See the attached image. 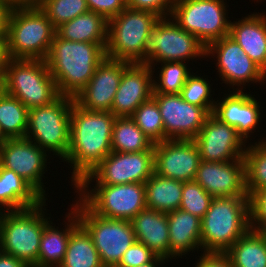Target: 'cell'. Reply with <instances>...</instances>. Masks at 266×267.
<instances>
[{
  "instance_id": "obj_1",
  "label": "cell",
  "mask_w": 266,
  "mask_h": 267,
  "mask_svg": "<svg viewBox=\"0 0 266 267\" xmlns=\"http://www.w3.org/2000/svg\"><path fill=\"white\" fill-rule=\"evenodd\" d=\"M115 118L112 112L90 111L73 103L70 144L64 160L73 167L71 185L75 186L112 152L111 140Z\"/></svg>"
},
{
  "instance_id": "obj_2",
  "label": "cell",
  "mask_w": 266,
  "mask_h": 267,
  "mask_svg": "<svg viewBox=\"0 0 266 267\" xmlns=\"http://www.w3.org/2000/svg\"><path fill=\"white\" fill-rule=\"evenodd\" d=\"M106 45L73 42L55 34L45 61L59 95L75 98L106 58Z\"/></svg>"
},
{
  "instance_id": "obj_3",
  "label": "cell",
  "mask_w": 266,
  "mask_h": 267,
  "mask_svg": "<svg viewBox=\"0 0 266 267\" xmlns=\"http://www.w3.org/2000/svg\"><path fill=\"white\" fill-rule=\"evenodd\" d=\"M248 196L213 198L201 218L204 253H225L250 229Z\"/></svg>"
},
{
  "instance_id": "obj_4",
  "label": "cell",
  "mask_w": 266,
  "mask_h": 267,
  "mask_svg": "<svg viewBox=\"0 0 266 267\" xmlns=\"http://www.w3.org/2000/svg\"><path fill=\"white\" fill-rule=\"evenodd\" d=\"M45 201L35 207L0 212V251L20 259L28 267H38L42 233L51 221L43 211Z\"/></svg>"
},
{
  "instance_id": "obj_5",
  "label": "cell",
  "mask_w": 266,
  "mask_h": 267,
  "mask_svg": "<svg viewBox=\"0 0 266 267\" xmlns=\"http://www.w3.org/2000/svg\"><path fill=\"white\" fill-rule=\"evenodd\" d=\"M0 88L28 109L49 105L60 96L43 59L9 58L0 77Z\"/></svg>"
},
{
  "instance_id": "obj_6",
  "label": "cell",
  "mask_w": 266,
  "mask_h": 267,
  "mask_svg": "<svg viewBox=\"0 0 266 267\" xmlns=\"http://www.w3.org/2000/svg\"><path fill=\"white\" fill-rule=\"evenodd\" d=\"M159 19L152 12L129 7L109 19L106 58L131 64L145 63L151 30Z\"/></svg>"
},
{
  "instance_id": "obj_7",
  "label": "cell",
  "mask_w": 266,
  "mask_h": 267,
  "mask_svg": "<svg viewBox=\"0 0 266 267\" xmlns=\"http://www.w3.org/2000/svg\"><path fill=\"white\" fill-rule=\"evenodd\" d=\"M55 34L56 29L39 6L13 8L6 36L8 57L45 60Z\"/></svg>"
},
{
  "instance_id": "obj_8",
  "label": "cell",
  "mask_w": 266,
  "mask_h": 267,
  "mask_svg": "<svg viewBox=\"0 0 266 267\" xmlns=\"http://www.w3.org/2000/svg\"><path fill=\"white\" fill-rule=\"evenodd\" d=\"M74 102V98L60 95L49 105L29 109L25 137L46 153L52 151L64 161L70 144L71 107Z\"/></svg>"
},
{
  "instance_id": "obj_9",
  "label": "cell",
  "mask_w": 266,
  "mask_h": 267,
  "mask_svg": "<svg viewBox=\"0 0 266 267\" xmlns=\"http://www.w3.org/2000/svg\"><path fill=\"white\" fill-rule=\"evenodd\" d=\"M72 209L91 236L104 267H116L123 254L136 242L131 221L108 219L94 214L80 199Z\"/></svg>"
},
{
  "instance_id": "obj_10",
  "label": "cell",
  "mask_w": 266,
  "mask_h": 267,
  "mask_svg": "<svg viewBox=\"0 0 266 267\" xmlns=\"http://www.w3.org/2000/svg\"><path fill=\"white\" fill-rule=\"evenodd\" d=\"M227 6L224 0H177L170 17L207 47L230 34Z\"/></svg>"
},
{
  "instance_id": "obj_11",
  "label": "cell",
  "mask_w": 266,
  "mask_h": 267,
  "mask_svg": "<svg viewBox=\"0 0 266 267\" xmlns=\"http://www.w3.org/2000/svg\"><path fill=\"white\" fill-rule=\"evenodd\" d=\"M205 53L206 47L195 35L183 30L170 16L163 17L151 30L144 64L151 66L155 73L158 62H186L204 58Z\"/></svg>"
},
{
  "instance_id": "obj_12",
  "label": "cell",
  "mask_w": 266,
  "mask_h": 267,
  "mask_svg": "<svg viewBox=\"0 0 266 267\" xmlns=\"http://www.w3.org/2000/svg\"><path fill=\"white\" fill-rule=\"evenodd\" d=\"M92 190H75L94 213L108 219L131 221L146 208L145 184H95Z\"/></svg>"
},
{
  "instance_id": "obj_13",
  "label": "cell",
  "mask_w": 266,
  "mask_h": 267,
  "mask_svg": "<svg viewBox=\"0 0 266 267\" xmlns=\"http://www.w3.org/2000/svg\"><path fill=\"white\" fill-rule=\"evenodd\" d=\"M153 173L154 151L111 152L74 188L89 190V185L95 179L96 184L106 185L145 183Z\"/></svg>"
},
{
  "instance_id": "obj_14",
  "label": "cell",
  "mask_w": 266,
  "mask_h": 267,
  "mask_svg": "<svg viewBox=\"0 0 266 267\" xmlns=\"http://www.w3.org/2000/svg\"><path fill=\"white\" fill-rule=\"evenodd\" d=\"M205 54L206 57L217 56L215 58L219 77L222 78L223 83H227L226 85H232L233 91L235 89L243 90L241 87L249 82L260 84V82L266 81V73L245 54L240 45L230 36L209 44ZM234 86H240V88L234 89Z\"/></svg>"
},
{
  "instance_id": "obj_15",
  "label": "cell",
  "mask_w": 266,
  "mask_h": 267,
  "mask_svg": "<svg viewBox=\"0 0 266 267\" xmlns=\"http://www.w3.org/2000/svg\"><path fill=\"white\" fill-rule=\"evenodd\" d=\"M164 124L165 140H193L210 113L186 102L180 94L153 93Z\"/></svg>"
},
{
  "instance_id": "obj_16",
  "label": "cell",
  "mask_w": 266,
  "mask_h": 267,
  "mask_svg": "<svg viewBox=\"0 0 266 267\" xmlns=\"http://www.w3.org/2000/svg\"><path fill=\"white\" fill-rule=\"evenodd\" d=\"M46 157L47 153L30 139L10 138L0 149V166L13 170L46 200L42 183L47 168Z\"/></svg>"
},
{
  "instance_id": "obj_17",
  "label": "cell",
  "mask_w": 266,
  "mask_h": 267,
  "mask_svg": "<svg viewBox=\"0 0 266 267\" xmlns=\"http://www.w3.org/2000/svg\"><path fill=\"white\" fill-rule=\"evenodd\" d=\"M201 161L229 162L244 157L246 142L237 130L210 114L193 139ZM244 147V148H243Z\"/></svg>"
},
{
  "instance_id": "obj_18",
  "label": "cell",
  "mask_w": 266,
  "mask_h": 267,
  "mask_svg": "<svg viewBox=\"0 0 266 267\" xmlns=\"http://www.w3.org/2000/svg\"><path fill=\"white\" fill-rule=\"evenodd\" d=\"M200 162L194 140L167 139L154 144V173L162 177L193 181Z\"/></svg>"
},
{
  "instance_id": "obj_19",
  "label": "cell",
  "mask_w": 266,
  "mask_h": 267,
  "mask_svg": "<svg viewBox=\"0 0 266 267\" xmlns=\"http://www.w3.org/2000/svg\"><path fill=\"white\" fill-rule=\"evenodd\" d=\"M194 181L213 198L248 196L244 157L229 162L201 161Z\"/></svg>"
},
{
  "instance_id": "obj_20",
  "label": "cell",
  "mask_w": 266,
  "mask_h": 267,
  "mask_svg": "<svg viewBox=\"0 0 266 267\" xmlns=\"http://www.w3.org/2000/svg\"><path fill=\"white\" fill-rule=\"evenodd\" d=\"M129 62L105 58L87 85L75 96V103L90 111L111 112L123 70Z\"/></svg>"
},
{
  "instance_id": "obj_21",
  "label": "cell",
  "mask_w": 266,
  "mask_h": 267,
  "mask_svg": "<svg viewBox=\"0 0 266 267\" xmlns=\"http://www.w3.org/2000/svg\"><path fill=\"white\" fill-rule=\"evenodd\" d=\"M153 75L151 66L144 63H130L123 70L111 112L116 117H131L142 103L152 98Z\"/></svg>"
},
{
  "instance_id": "obj_22",
  "label": "cell",
  "mask_w": 266,
  "mask_h": 267,
  "mask_svg": "<svg viewBox=\"0 0 266 267\" xmlns=\"http://www.w3.org/2000/svg\"><path fill=\"white\" fill-rule=\"evenodd\" d=\"M222 97L214 104L212 115L219 121L233 126L237 133L247 143L250 133H254L259 122L261 113L259 102L251 95L242 90H235L233 93Z\"/></svg>"
},
{
  "instance_id": "obj_23",
  "label": "cell",
  "mask_w": 266,
  "mask_h": 267,
  "mask_svg": "<svg viewBox=\"0 0 266 267\" xmlns=\"http://www.w3.org/2000/svg\"><path fill=\"white\" fill-rule=\"evenodd\" d=\"M229 36L266 73V15L258 12L230 22Z\"/></svg>"
},
{
  "instance_id": "obj_24",
  "label": "cell",
  "mask_w": 266,
  "mask_h": 267,
  "mask_svg": "<svg viewBox=\"0 0 266 267\" xmlns=\"http://www.w3.org/2000/svg\"><path fill=\"white\" fill-rule=\"evenodd\" d=\"M136 241L150 248L157 256L170 260L167 213L145 208L131 220Z\"/></svg>"
},
{
  "instance_id": "obj_25",
  "label": "cell",
  "mask_w": 266,
  "mask_h": 267,
  "mask_svg": "<svg viewBox=\"0 0 266 267\" xmlns=\"http://www.w3.org/2000/svg\"><path fill=\"white\" fill-rule=\"evenodd\" d=\"M170 259L199 250L201 247V219L181 209L167 213Z\"/></svg>"
},
{
  "instance_id": "obj_26",
  "label": "cell",
  "mask_w": 266,
  "mask_h": 267,
  "mask_svg": "<svg viewBox=\"0 0 266 267\" xmlns=\"http://www.w3.org/2000/svg\"><path fill=\"white\" fill-rule=\"evenodd\" d=\"M65 229L52 226L50 221L43 230L38 254V267H59L64 260L71 231L79 224L77 214L71 209ZM67 224V226H66Z\"/></svg>"
},
{
  "instance_id": "obj_27",
  "label": "cell",
  "mask_w": 266,
  "mask_h": 267,
  "mask_svg": "<svg viewBox=\"0 0 266 267\" xmlns=\"http://www.w3.org/2000/svg\"><path fill=\"white\" fill-rule=\"evenodd\" d=\"M43 200L17 173L0 166V212L35 207Z\"/></svg>"
},
{
  "instance_id": "obj_28",
  "label": "cell",
  "mask_w": 266,
  "mask_h": 267,
  "mask_svg": "<svg viewBox=\"0 0 266 267\" xmlns=\"http://www.w3.org/2000/svg\"><path fill=\"white\" fill-rule=\"evenodd\" d=\"M108 21L100 14L88 11L56 28L59 38L73 42L107 44Z\"/></svg>"
},
{
  "instance_id": "obj_29",
  "label": "cell",
  "mask_w": 266,
  "mask_h": 267,
  "mask_svg": "<svg viewBox=\"0 0 266 267\" xmlns=\"http://www.w3.org/2000/svg\"><path fill=\"white\" fill-rule=\"evenodd\" d=\"M145 184L146 208L169 213L181 204L183 181L165 178L156 173Z\"/></svg>"
},
{
  "instance_id": "obj_30",
  "label": "cell",
  "mask_w": 266,
  "mask_h": 267,
  "mask_svg": "<svg viewBox=\"0 0 266 267\" xmlns=\"http://www.w3.org/2000/svg\"><path fill=\"white\" fill-rule=\"evenodd\" d=\"M224 254L233 267H266V235L250 228Z\"/></svg>"
},
{
  "instance_id": "obj_31",
  "label": "cell",
  "mask_w": 266,
  "mask_h": 267,
  "mask_svg": "<svg viewBox=\"0 0 266 267\" xmlns=\"http://www.w3.org/2000/svg\"><path fill=\"white\" fill-rule=\"evenodd\" d=\"M59 267H104L91 236L80 223L71 231L64 260Z\"/></svg>"
},
{
  "instance_id": "obj_32",
  "label": "cell",
  "mask_w": 266,
  "mask_h": 267,
  "mask_svg": "<svg viewBox=\"0 0 266 267\" xmlns=\"http://www.w3.org/2000/svg\"><path fill=\"white\" fill-rule=\"evenodd\" d=\"M111 151L124 153L154 151V143L131 117H116L113 125Z\"/></svg>"
},
{
  "instance_id": "obj_33",
  "label": "cell",
  "mask_w": 266,
  "mask_h": 267,
  "mask_svg": "<svg viewBox=\"0 0 266 267\" xmlns=\"http://www.w3.org/2000/svg\"><path fill=\"white\" fill-rule=\"evenodd\" d=\"M28 108L0 88V125L9 138H24L28 128Z\"/></svg>"
},
{
  "instance_id": "obj_34",
  "label": "cell",
  "mask_w": 266,
  "mask_h": 267,
  "mask_svg": "<svg viewBox=\"0 0 266 267\" xmlns=\"http://www.w3.org/2000/svg\"><path fill=\"white\" fill-rule=\"evenodd\" d=\"M259 140L247 146L244 153L248 197L266 187V140Z\"/></svg>"
},
{
  "instance_id": "obj_35",
  "label": "cell",
  "mask_w": 266,
  "mask_h": 267,
  "mask_svg": "<svg viewBox=\"0 0 266 267\" xmlns=\"http://www.w3.org/2000/svg\"><path fill=\"white\" fill-rule=\"evenodd\" d=\"M131 118L154 144L165 141L164 124L159 107L153 98L142 103Z\"/></svg>"
},
{
  "instance_id": "obj_36",
  "label": "cell",
  "mask_w": 266,
  "mask_h": 267,
  "mask_svg": "<svg viewBox=\"0 0 266 267\" xmlns=\"http://www.w3.org/2000/svg\"><path fill=\"white\" fill-rule=\"evenodd\" d=\"M38 6L55 29L89 11L86 0H40Z\"/></svg>"
},
{
  "instance_id": "obj_37",
  "label": "cell",
  "mask_w": 266,
  "mask_h": 267,
  "mask_svg": "<svg viewBox=\"0 0 266 267\" xmlns=\"http://www.w3.org/2000/svg\"><path fill=\"white\" fill-rule=\"evenodd\" d=\"M185 62H163L159 73V80L153 79V93L180 94L186 83L187 77L191 74ZM158 82H157V81Z\"/></svg>"
},
{
  "instance_id": "obj_38",
  "label": "cell",
  "mask_w": 266,
  "mask_h": 267,
  "mask_svg": "<svg viewBox=\"0 0 266 267\" xmlns=\"http://www.w3.org/2000/svg\"><path fill=\"white\" fill-rule=\"evenodd\" d=\"M208 79L195 75L193 72L187 77L186 83L181 89V97L188 103L205 108L212 114L215 99L213 100ZM212 99H211V98Z\"/></svg>"
},
{
  "instance_id": "obj_39",
  "label": "cell",
  "mask_w": 266,
  "mask_h": 267,
  "mask_svg": "<svg viewBox=\"0 0 266 267\" xmlns=\"http://www.w3.org/2000/svg\"><path fill=\"white\" fill-rule=\"evenodd\" d=\"M213 197L197 182H183V191L179 209L198 216L200 219L209 209Z\"/></svg>"
},
{
  "instance_id": "obj_40",
  "label": "cell",
  "mask_w": 266,
  "mask_h": 267,
  "mask_svg": "<svg viewBox=\"0 0 266 267\" xmlns=\"http://www.w3.org/2000/svg\"><path fill=\"white\" fill-rule=\"evenodd\" d=\"M250 227L266 235V187L249 196Z\"/></svg>"
},
{
  "instance_id": "obj_41",
  "label": "cell",
  "mask_w": 266,
  "mask_h": 267,
  "mask_svg": "<svg viewBox=\"0 0 266 267\" xmlns=\"http://www.w3.org/2000/svg\"><path fill=\"white\" fill-rule=\"evenodd\" d=\"M157 255L146 245L136 241L123 254L116 267H138L151 262Z\"/></svg>"
},
{
  "instance_id": "obj_42",
  "label": "cell",
  "mask_w": 266,
  "mask_h": 267,
  "mask_svg": "<svg viewBox=\"0 0 266 267\" xmlns=\"http://www.w3.org/2000/svg\"><path fill=\"white\" fill-rule=\"evenodd\" d=\"M177 0H126V7L149 11L160 18L169 17Z\"/></svg>"
},
{
  "instance_id": "obj_43",
  "label": "cell",
  "mask_w": 266,
  "mask_h": 267,
  "mask_svg": "<svg viewBox=\"0 0 266 267\" xmlns=\"http://www.w3.org/2000/svg\"><path fill=\"white\" fill-rule=\"evenodd\" d=\"M89 11L102 15L107 21L126 8V0H86Z\"/></svg>"
},
{
  "instance_id": "obj_44",
  "label": "cell",
  "mask_w": 266,
  "mask_h": 267,
  "mask_svg": "<svg viewBox=\"0 0 266 267\" xmlns=\"http://www.w3.org/2000/svg\"><path fill=\"white\" fill-rule=\"evenodd\" d=\"M195 267H233L230 259L224 253H204Z\"/></svg>"
},
{
  "instance_id": "obj_45",
  "label": "cell",
  "mask_w": 266,
  "mask_h": 267,
  "mask_svg": "<svg viewBox=\"0 0 266 267\" xmlns=\"http://www.w3.org/2000/svg\"><path fill=\"white\" fill-rule=\"evenodd\" d=\"M13 8L3 0H0V37L7 36L9 18Z\"/></svg>"
},
{
  "instance_id": "obj_46",
  "label": "cell",
  "mask_w": 266,
  "mask_h": 267,
  "mask_svg": "<svg viewBox=\"0 0 266 267\" xmlns=\"http://www.w3.org/2000/svg\"><path fill=\"white\" fill-rule=\"evenodd\" d=\"M0 267H28L23 261L0 251Z\"/></svg>"
},
{
  "instance_id": "obj_47",
  "label": "cell",
  "mask_w": 266,
  "mask_h": 267,
  "mask_svg": "<svg viewBox=\"0 0 266 267\" xmlns=\"http://www.w3.org/2000/svg\"><path fill=\"white\" fill-rule=\"evenodd\" d=\"M8 59L6 37H0V77L2 76Z\"/></svg>"
},
{
  "instance_id": "obj_48",
  "label": "cell",
  "mask_w": 266,
  "mask_h": 267,
  "mask_svg": "<svg viewBox=\"0 0 266 267\" xmlns=\"http://www.w3.org/2000/svg\"><path fill=\"white\" fill-rule=\"evenodd\" d=\"M6 1L12 8L36 7L40 0H3Z\"/></svg>"
},
{
  "instance_id": "obj_49",
  "label": "cell",
  "mask_w": 266,
  "mask_h": 267,
  "mask_svg": "<svg viewBox=\"0 0 266 267\" xmlns=\"http://www.w3.org/2000/svg\"><path fill=\"white\" fill-rule=\"evenodd\" d=\"M165 261L166 260L164 258L156 256L151 262L146 263L144 265H140L138 267H158L160 264L161 266L163 265V263L166 264Z\"/></svg>"
},
{
  "instance_id": "obj_50",
  "label": "cell",
  "mask_w": 266,
  "mask_h": 267,
  "mask_svg": "<svg viewBox=\"0 0 266 267\" xmlns=\"http://www.w3.org/2000/svg\"><path fill=\"white\" fill-rule=\"evenodd\" d=\"M10 140L0 125V149Z\"/></svg>"
}]
</instances>
